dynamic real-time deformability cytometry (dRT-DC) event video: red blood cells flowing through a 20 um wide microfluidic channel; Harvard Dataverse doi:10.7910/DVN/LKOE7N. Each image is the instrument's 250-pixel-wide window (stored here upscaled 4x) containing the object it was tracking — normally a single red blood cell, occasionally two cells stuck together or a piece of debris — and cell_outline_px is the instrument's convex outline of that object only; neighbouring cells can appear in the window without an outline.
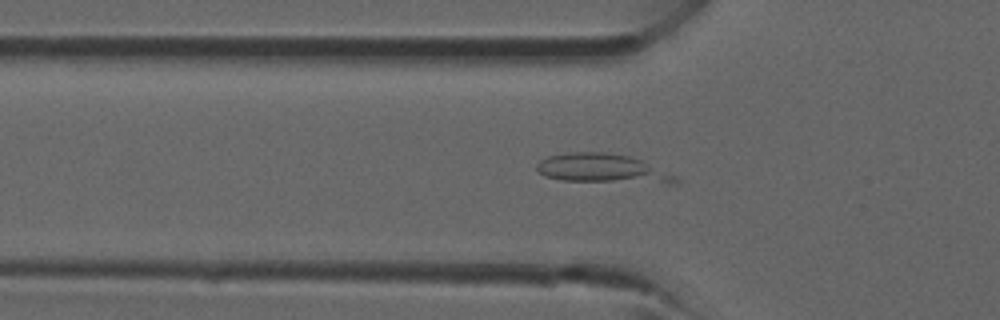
{"species": "common noctule bat (a hibernating species)", "species_latin": "Nyctalus noctula", "temperature_condition": "room temperature", "stored_images_in_passage": 14, "camera_frame_rate_fps": 3000, "um_per_image_px": 0.085, "animal": {"sex": "male", "forearm_length_mm": 52.5}, "frame": {"image": 1, "passage_image": 12, "time_ms": 3.667, "image_size_px": [1000, 320], "cell_outline_px": [[680, 180], [676, 184], [668, 184], [564, 180], [544, 176], [536, 168], [536, 164], [540, 160], [548, 156], [572, 152], [604, 152], [628, 156], [640, 160], [676, 176]], "centroid_in_image_um": [51.22, 14.34], "position_along_channel_um": 74.6, "area_um2": 23.41}}